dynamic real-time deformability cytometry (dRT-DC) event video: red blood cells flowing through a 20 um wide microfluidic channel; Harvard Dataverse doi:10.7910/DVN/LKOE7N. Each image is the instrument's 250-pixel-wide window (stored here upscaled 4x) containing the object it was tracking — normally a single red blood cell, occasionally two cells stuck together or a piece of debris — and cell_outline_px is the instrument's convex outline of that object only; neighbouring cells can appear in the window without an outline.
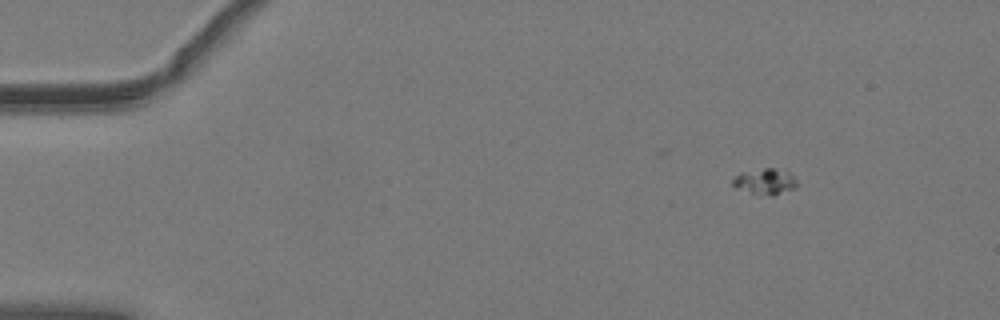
{"species": "common noctule bat (a hibernating species)", "species_latin": "Nyctalus noctula", "temperature_condition": "warm", "stored_images_in_passage": 54, "camera_frame_rate_fps": 3000, "um_per_image_px": 0.085, "animal": {"sex": "male", "body_mass_g": 19.2, "forearm_length_mm": 51.8}, "frame": {"image": 1, "passage_image": 8, "time_ms": 2.333, "image_size_px": [1000, 320], "cell_outline_px": [[796, 188], [776, 196], [760, 196], [732, 188], [732, 180], [740, 172], [764, 168], [772, 168], [788, 172], [796, 180]], "centroid_in_image_um": [64.98, 15.47], "position_along_channel_um": 20.0, "area_um2": 10.06}}